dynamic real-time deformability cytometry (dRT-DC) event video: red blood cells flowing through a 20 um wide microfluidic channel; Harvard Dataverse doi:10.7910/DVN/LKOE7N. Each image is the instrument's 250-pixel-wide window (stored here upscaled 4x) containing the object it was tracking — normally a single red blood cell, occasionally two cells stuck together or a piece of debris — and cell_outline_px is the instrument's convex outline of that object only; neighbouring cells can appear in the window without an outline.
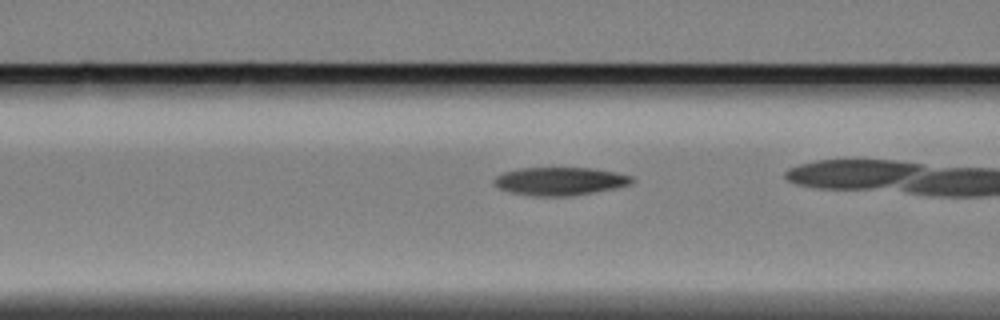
{"species": "Egyptian fruit bat (a non-hibernating species)", "species_latin": "Rousettus aegyptiacus", "temperature_condition": "cold", "stored_images_in_passage": 42, "camera_frame_rate_fps": 3000, "um_per_image_px": 0.085, "animal": {"sex": "female"}, "frame": {"image": 1, "passage_image": 19, "time_ms": 6.0, "image_size_px": [1000, 320], "cell_outline_px": [[636, 180], [632, 184], [592, 192], [568, 196], [532, 196], [512, 192], [500, 188], [492, 184], [492, 180], [496, 176], [504, 172], [520, 168], [592, 168], [616, 172], [632, 176]], "centroid_in_image_um": [47.59, 15.39], "position_along_channel_um": 119.0, "area_um2": 22.48}}
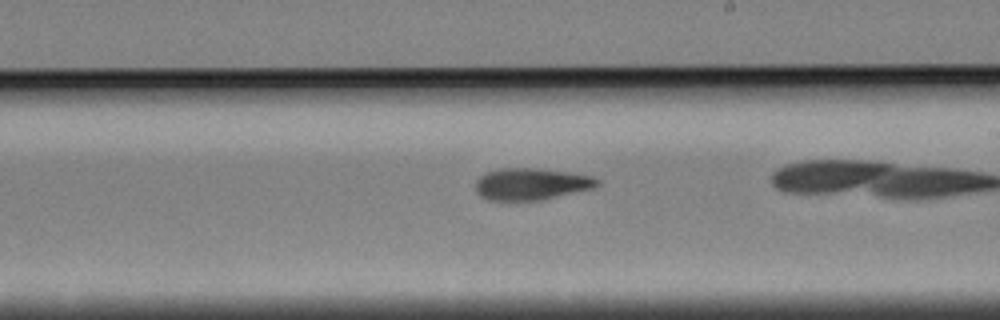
{"frame": {"image": 2, "passage_image": 30, "time_ms": 9.667, "image_size_px": [1000, 320], "cell_outline_px": [[600, 184], [592, 188], [540, 200], [488, 200], [480, 196], [476, 192], [476, 180], [484, 172], [500, 168], [536, 168], [568, 172], [592, 176], [600, 180]], "centroid_in_image_um": [45.12, 15.63], "position_along_channel_um": 243.9, "area_um2": 22.54}}